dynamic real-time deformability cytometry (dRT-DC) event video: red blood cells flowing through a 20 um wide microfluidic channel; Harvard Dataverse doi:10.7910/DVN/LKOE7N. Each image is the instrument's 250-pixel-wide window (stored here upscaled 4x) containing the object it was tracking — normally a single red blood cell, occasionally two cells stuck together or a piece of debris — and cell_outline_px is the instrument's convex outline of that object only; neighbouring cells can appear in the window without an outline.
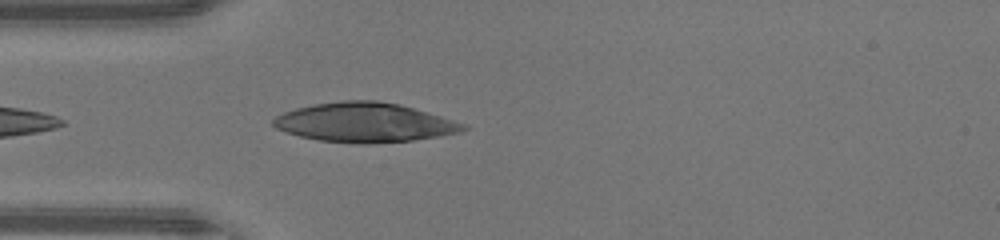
{"species": "human", "species_latin": "Homo sapiens", "temperature_condition": "warm", "stored_images_in_passage": 23, "camera_frame_rate_fps": 3000, "um_per_image_px": 0.085, "donor": {"sex": "male"}, "frame": {"image": 1, "passage_image": 3, "time_ms": 0.667, "image_size_px": [1000, 240], "cell_outline_px": [[468, 128], [460, 132], [412, 140], [368, 144], [360, 144], [320, 140], [300, 136], [284, 132], [276, 128], [272, 124], [272, 120], [276, 116], [284, 112], [296, 108], [316, 104], [340, 100], [380, 100], [400, 104], [468, 124]], "centroid_in_image_um": [30.99, 10.4], "position_along_channel_um": 54.0, "area_um2": 43.58}}
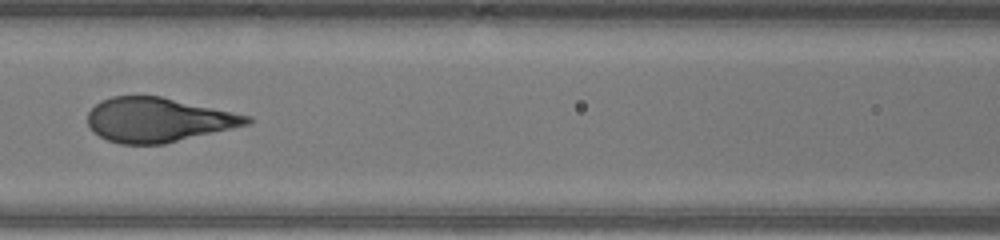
{"frame": {"image": 2, "passage_image": 10, "time_ms": 3.0, "image_size_px": [1000, 240], "cell_outline_px": [[252, 120], [248, 124], [232, 128], [164, 144], [120, 144], [108, 140], [92, 132], [88, 124], [88, 112], [100, 100], [112, 96], [160, 96], [252, 116]], "centroid_in_image_um": [13.41, 10.19], "position_along_channel_um": 153.2, "area_um2": 40.98}}
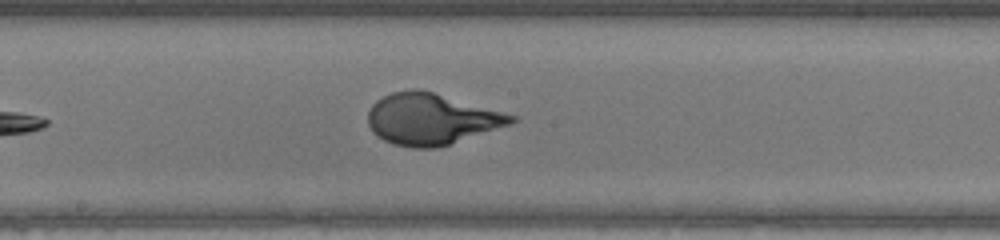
{"frame": {"image": 3, "passage_image": 14, "time_ms": 4.333, "image_size_px": [1000, 240], "cell_outline_px": [[516, 120], [512, 124], [436, 148], [412, 148], [392, 144], [376, 136], [372, 132], [368, 124], [368, 112], [372, 104], [376, 100], [392, 92], [412, 88], [416, 88], [432, 92], [516, 116]], "centroid_in_image_um": [36.6, 10.13], "position_along_channel_um": 211.6, "area_um2": 42.48}}